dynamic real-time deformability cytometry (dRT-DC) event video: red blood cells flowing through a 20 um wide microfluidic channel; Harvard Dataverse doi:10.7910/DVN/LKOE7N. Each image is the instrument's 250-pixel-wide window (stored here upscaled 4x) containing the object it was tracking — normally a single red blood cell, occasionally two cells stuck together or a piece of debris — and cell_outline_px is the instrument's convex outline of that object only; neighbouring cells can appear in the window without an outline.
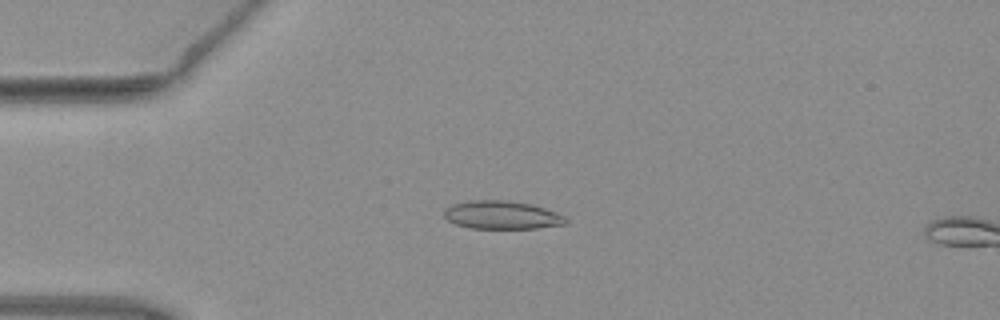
{"species": "common noctule bat (a hibernating species)", "species_latin": "Nyctalus noctula", "temperature_condition": "warm", "stored_images_in_passage": 3, "camera_frame_rate_fps": 3000, "um_per_image_px": 0.085, "animal": {"sex": "female", "body_mass_g": 19.3, "forearm_length_mm": 54.1}, "frame": {"image": 1, "passage_image": 2, "time_ms": 0.333, "image_size_px": [1000, 320], "cell_outline_px": [[568, 220], [564, 224], [536, 228], [468, 228], [456, 224], [448, 220], [444, 216], [444, 208], [452, 204], [468, 200], [504, 200], [532, 204], [556, 212], [564, 216]], "centroid_in_image_um": [42.62, 18.27], "position_along_channel_um": 42.4, "area_um2": 20.0}}